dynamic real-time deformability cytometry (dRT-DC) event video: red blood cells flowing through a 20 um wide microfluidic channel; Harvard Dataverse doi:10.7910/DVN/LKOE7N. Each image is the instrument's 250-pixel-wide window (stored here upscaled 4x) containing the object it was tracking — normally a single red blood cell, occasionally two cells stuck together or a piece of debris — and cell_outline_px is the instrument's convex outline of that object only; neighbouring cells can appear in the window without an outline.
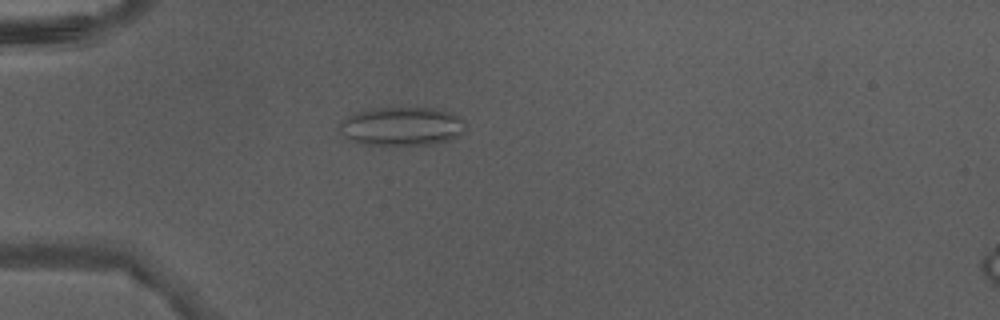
{"species": "Egyptian fruit bat (a non-hibernating species)", "species_latin": "Rousettus aegyptiacus", "temperature_condition": "warm", "stored_images_in_passage": 30, "camera_frame_rate_fps": 3000, "um_per_image_px": 0.085, "animal": {"sex": "male"}, "frame": {"image": 1, "passage_image": 3, "time_ms": 0.667, "image_size_px": [1000, 320], "cell_outline_px": [[464, 132], [460, 136], [452, 140], [432, 144], [360, 144], [348, 140], [340, 132], [340, 124], [344, 116], [356, 112], [376, 108], [436, 108], [448, 112], [464, 120]], "centroid_in_image_um": [34.13, 10.74], "position_along_channel_um": 50.9, "area_um2": 28.44}}
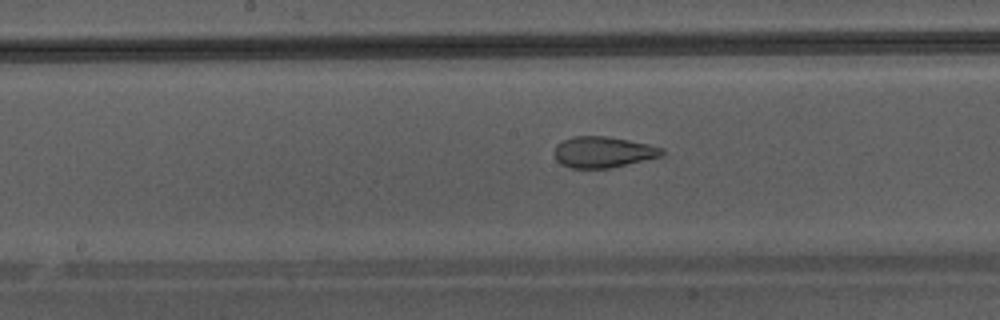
{"frame": {"image": 2, "passage_image": 14, "time_ms": 4.333, "image_size_px": [1000, 320], "cell_outline_px": [[664, 156], [608, 168], [572, 168], [560, 164], [556, 160], [556, 144], [572, 136], [608, 136], [648, 144], [664, 148]], "centroid_in_image_um": [51.29, 12.92], "position_along_channel_um": 196.9, "area_um2": 19.42}}
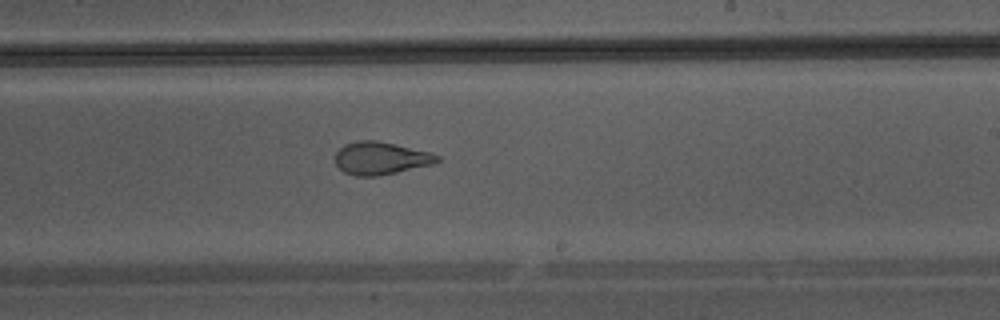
{"frame": {"image": 3, "passage_image": 18, "time_ms": 5.667, "image_size_px": [1000, 320], "cell_outline_px": [[440, 160], [432, 164], [380, 176], [356, 176], [344, 172], [336, 164], [336, 152], [344, 144], [360, 140], [376, 140], [432, 152], [440, 156]], "centroid_in_image_um": [32.37, 13.44], "position_along_channel_um": 256.6, "area_um2": 19.42}}